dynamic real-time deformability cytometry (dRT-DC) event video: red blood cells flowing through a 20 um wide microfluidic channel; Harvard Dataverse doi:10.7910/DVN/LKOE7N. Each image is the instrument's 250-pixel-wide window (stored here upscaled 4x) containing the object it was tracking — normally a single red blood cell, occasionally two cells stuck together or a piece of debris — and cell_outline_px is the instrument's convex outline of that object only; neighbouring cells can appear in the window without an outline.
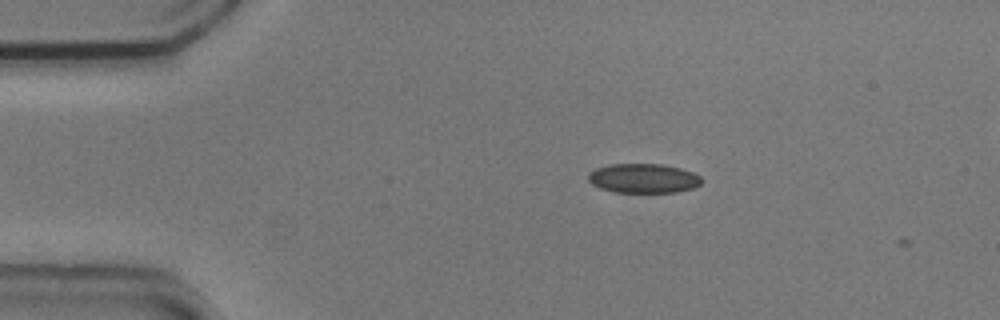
{"species": "common noctule bat (a hibernating species)", "species_latin": "Nyctalus noctula", "temperature_condition": "cold", "stored_images_in_passage": 3, "segment_of_instrument_passage": [1, 2], "camera_frame_rate_fps": 3000, "um_per_image_px": 0.085, "animal": {"sex": "male", "body_mass_g": 20.5, "forearm_length_mm": 52.5}, "frame": {"image": 1, "passage_image": 1, "time_ms": 0.0, "image_size_px": [1000, 320], "cell_outline_px": [[704, 180], [700, 184], [692, 188], [676, 192], [612, 192], [600, 188], [592, 184], [588, 180], [588, 172], [596, 168], [608, 164], [660, 164], [680, 168], [692, 172], [700, 176]], "centroid_in_image_um": [54.67, 15.15], "position_along_channel_um": 30.3, "area_um2": 19.48}}